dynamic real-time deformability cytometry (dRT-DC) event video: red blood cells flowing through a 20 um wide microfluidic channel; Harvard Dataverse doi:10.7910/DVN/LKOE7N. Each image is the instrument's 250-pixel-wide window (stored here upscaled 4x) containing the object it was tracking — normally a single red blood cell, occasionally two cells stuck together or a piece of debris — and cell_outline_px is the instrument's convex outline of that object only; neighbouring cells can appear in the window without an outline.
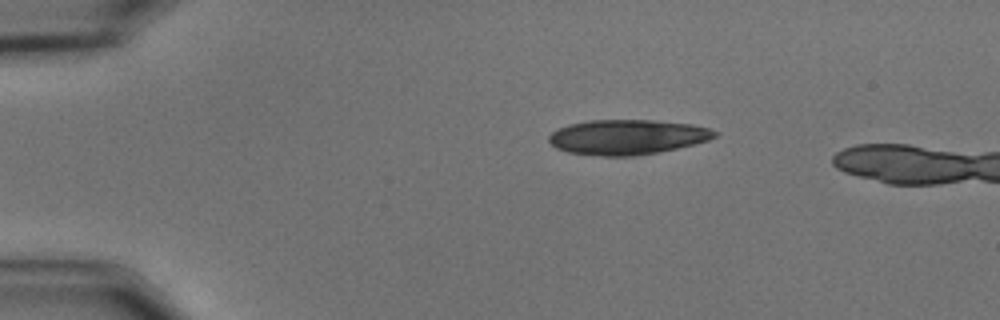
{"species": "common noctule bat (a hibernating species)", "species_latin": "Nyctalus noctula", "temperature_condition": "cold", "stored_images_in_passage": 6, "camera_frame_rate_fps": 3000, "um_per_image_px": 0.085, "animal": {"sex": "male", "body_mass_g": 15.6}, "frame": {"image": 1, "passage_image": 1, "time_ms": 0.0, "image_size_px": [1000, 320], "cell_outline_px": [[720, 132], [716, 136], [708, 140], [660, 152], [636, 156], [600, 156], [568, 152], [556, 148], [548, 140], [548, 136], [552, 132], [568, 124], [588, 120], [652, 120], [692, 124], [708, 128]], "centroid_in_image_um": [53.31, 11.65], "position_along_channel_um": 31.7, "area_um2": 33.81}}